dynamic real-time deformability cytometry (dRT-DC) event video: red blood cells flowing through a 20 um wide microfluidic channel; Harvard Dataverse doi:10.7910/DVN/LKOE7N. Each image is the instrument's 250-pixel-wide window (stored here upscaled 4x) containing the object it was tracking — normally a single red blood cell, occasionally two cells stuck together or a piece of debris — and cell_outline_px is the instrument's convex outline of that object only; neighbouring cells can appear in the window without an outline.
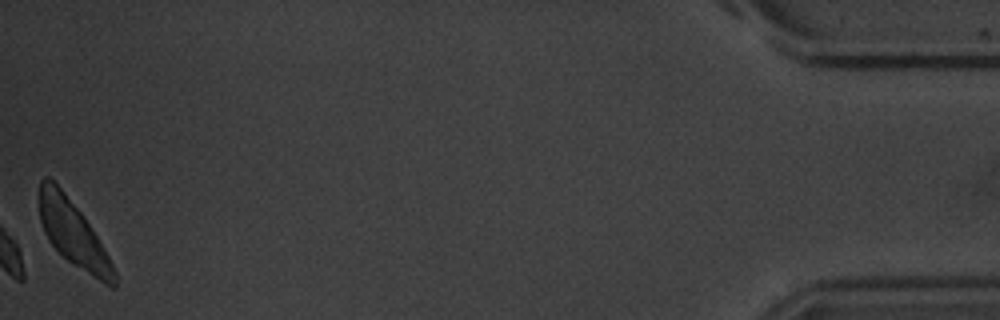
{"species": "common noctule bat (a hibernating species)", "species_latin": "Nyctalus noctula", "temperature_condition": "warm", "stored_images_in_passage": 15, "camera_frame_rate_fps": 3000, "um_per_image_px": 0.085, "animal": {"sex": "male", "body_mass_g": 20.1, "forearm_length_mm": 53.5}, "frame": {"image": 1, "passage_image": 15, "time_ms": 17.667, "image_size_px": [1000, 320], "cell_outline_px": [[116, 288], [112, 288], [72, 264], [48, 240], [44, 232], [40, 220], [40, 180], [44, 176], [48, 176], [64, 192], [84, 216], [92, 228], [108, 256], [116, 272]], "centroid_in_image_um": [6.22, 19.86], "position_along_channel_um": 429.0, "area_um2": 28.09}, "authors_computed_cell_mechanics": {"area_um2": 28.0908, "velocity_mm_per_s": 3.3541, "shape_relaxation_time_tau1_ms": 0.9595, "shape_relaxation_time_tau2_ms": 3.5304, "deformation_change_tau1": null, "deformation_change_tau2": 0.0408}}